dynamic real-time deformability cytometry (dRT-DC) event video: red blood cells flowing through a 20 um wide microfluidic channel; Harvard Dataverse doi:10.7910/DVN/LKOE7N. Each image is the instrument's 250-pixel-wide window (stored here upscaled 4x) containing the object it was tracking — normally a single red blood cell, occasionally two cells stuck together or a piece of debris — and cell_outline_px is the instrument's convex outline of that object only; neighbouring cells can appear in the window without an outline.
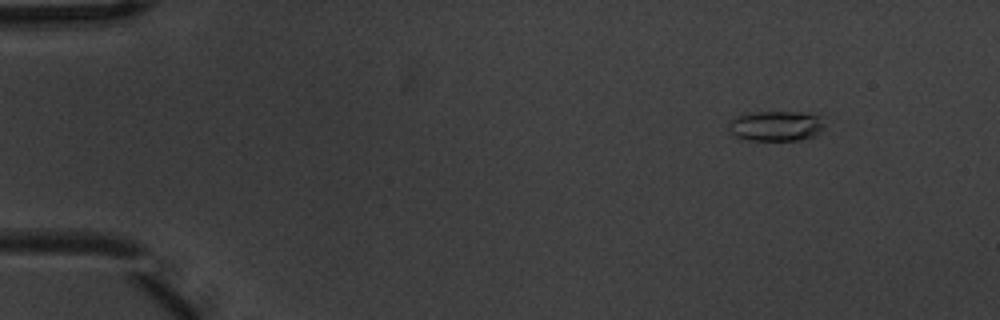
{"species": "common noctule bat (a hibernating species)", "species_latin": "Nyctalus noctula", "temperature_condition": "warm", "stored_images_in_passage": 6, "camera_frame_rate_fps": 3000, "um_per_image_px": 0.085, "animal": {"sex": "male", "body_mass_g": 20.1, "forearm_length_mm": 53.5}, "frame": {"image": 1, "passage_image": 2, "time_ms": 0.333, "image_size_px": [1000, 320], "cell_outline_px": [[828, 116], [824, 128], [816, 136], [800, 140], [748, 140], [736, 136], [728, 128], [732, 120], [736, 116], [752, 112], [804, 112]], "centroid_in_image_um": [66.1, 10.69], "position_along_channel_um": 18.9, "area_um2": 17.28}}